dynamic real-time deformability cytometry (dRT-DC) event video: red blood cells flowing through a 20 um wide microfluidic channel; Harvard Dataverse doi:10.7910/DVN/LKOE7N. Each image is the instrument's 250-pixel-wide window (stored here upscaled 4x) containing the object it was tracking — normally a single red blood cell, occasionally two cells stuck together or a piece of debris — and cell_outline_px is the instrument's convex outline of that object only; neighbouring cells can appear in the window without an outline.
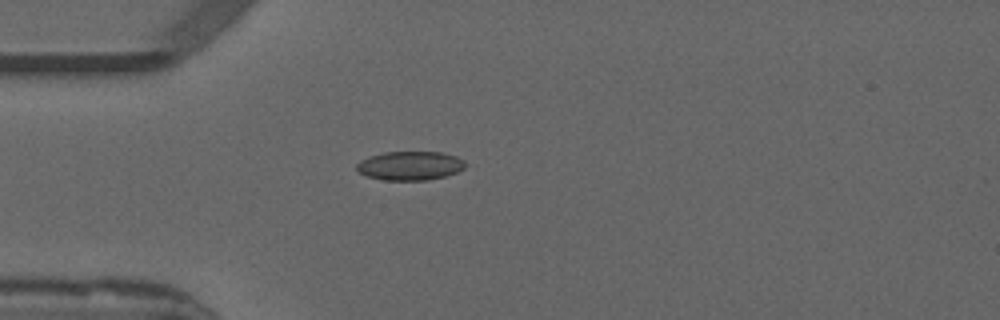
{"species": "common noctule bat (a hibernating species)", "species_latin": "Nyctalus noctula", "temperature_condition": "warm", "stored_images_in_passage": 37, "camera_frame_rate_fps": 3000, "um_per_image_px": 0.085, "animal": {"sex": "male", "forearm_length_mm": 52.5}, "frame": {"image": 1, "passage_image": 2, "time_ms": 0.333, "image_size_px": [1000, 320], "cell_outline_px": [[464, 168], [456, 172], [444, 176], [428, 180], [384, 180], [368, 176], [360, 172], [356, 168], [356, 164], [360, 160], [368, 156], [384, 152], [444, 152], [456, 156], [464, 160]], "centroid_in_image_um": [34.84, 14.07], "position_along_channel_um": 50.2, "area_um2": 18.26}}
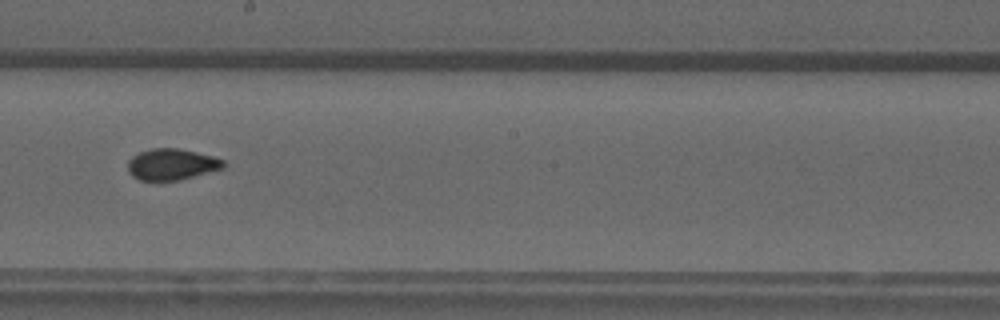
{"frame": {"image": 2, "passage_image": 17, "time_ms": 5.333, "image_size_px": [1000, 320], "cell_outline_px": [[228, 164], [224, 168], [180, 180], [140, 180], [132, 176], [128, 172], [128, 160], [132, 156], [140, 152], [152, 148], [176, 148], [196, 152], [212, 156], [224, 160]], "centroid_in_image_um": [14.61, 13.97], "position_along_channel_um": 233.6, "area_um2": 17.46}}
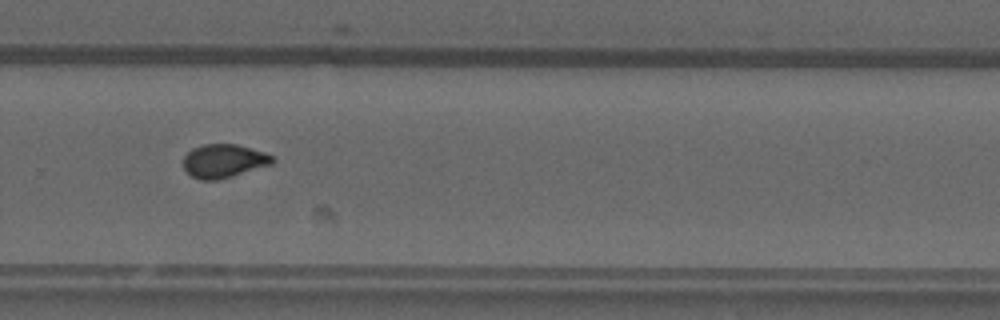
{"frame": {"image": 3, "passage_image": 23, "time_ms": 7.333, "image_size_px": [1000, 320], "cell_outline_px": [[276, 160], [272, 164], [216, 180], [200, 180], [192, 176], [184, 168], [180, 160], [192, 148], [204, 144], [236, 144], [264, 152], [272, 156]], "centroid_in_image_um": [18.98, 13.67], "position_along_channel_um": 310.8, "area_um2": 17.34}, "authors_computed_cell_mechanics": {"area_um2": 17.4556, "velocity_mm_per_s": 3.8778, "shape_relaxation_time_tau1_ms": 8.9291, "shape_relaxation_time_tau2_ms": 0.8666, "deformation_change_tau1": 0.1736, "deformation_change_tau2": 0.0397}}